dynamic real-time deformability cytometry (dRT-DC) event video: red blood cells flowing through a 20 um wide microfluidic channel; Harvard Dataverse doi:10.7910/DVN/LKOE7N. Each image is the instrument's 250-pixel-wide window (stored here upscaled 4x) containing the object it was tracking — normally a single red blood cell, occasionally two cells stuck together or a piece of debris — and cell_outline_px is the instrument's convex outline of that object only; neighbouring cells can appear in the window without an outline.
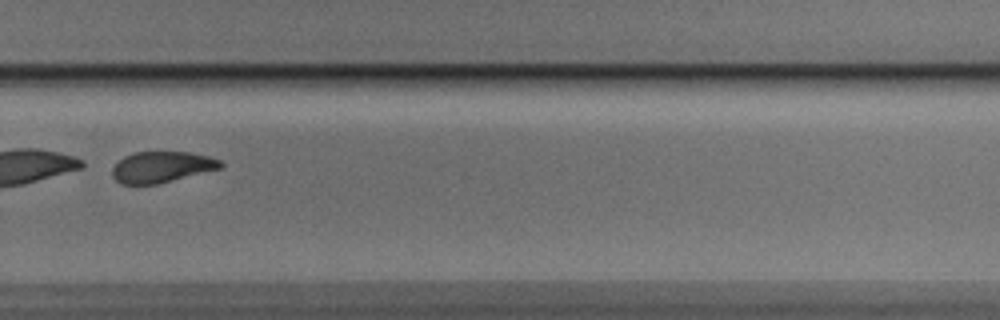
{"species": "Egyptian fruit bat (a non-hibernating species)", "species_latin": "Rousettus aegyptiacus", "temperature_condition": "cold", "stored_images_in_passage": 53, "segment_of_instrument_passage": [2, 2], "camera_frame_rate_fps": 3000, "um_per_image_px": 0.085, "animal": {"sex": "male"}, "frame": {"image": 1, "passage_image": 38, "time_ms": 12.333, "image_size_px": [1000, 320], "cell_outline_px": [[224, 164], [220, 168], [156, 184], [120, 184], [112, 176], [112, 168], [124, 156], [132, 152], [188, 152], [208, 156], [220, 160]], "centroid_in_image_um": [13.71, 14.19], "position_along_channel_um": 316.1, "area_um2": 19.36}}